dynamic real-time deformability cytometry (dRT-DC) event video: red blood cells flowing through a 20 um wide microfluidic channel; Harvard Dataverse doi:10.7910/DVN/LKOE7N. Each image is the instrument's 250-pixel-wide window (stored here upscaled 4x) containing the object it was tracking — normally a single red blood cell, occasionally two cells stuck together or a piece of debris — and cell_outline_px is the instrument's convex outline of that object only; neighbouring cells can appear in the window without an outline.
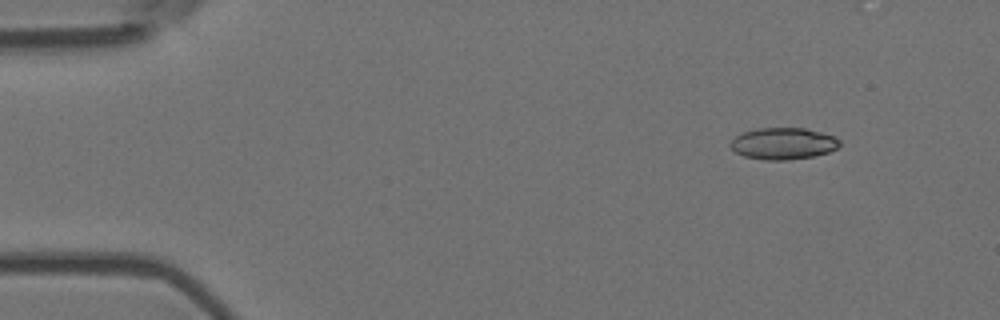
{"species": "Egyptian fruit bat (a non-hibernating species)", "species_latin": "Rousettus aegyptiacus", "temperature_condition": "room temperature", "stored_images_in_passage": 6, "camera_frame_rate_fps": 3000, "um_per_image_px": 0.085, "animal": {"sex": "female"}, "frame": {"image": 1, "passage_image": 2, "time_ms": 0.333, "image_size_px": [1000, 320], "cell_outline_px": [[840, 144], [836, 148], [828, 152], [812, 156], [788, 160], [764, 160], [744, 156], [736, 152], [728, 144], [736, 136], [744, 132], [756, 128], [804, 128], [820, 132], [832, 136], [840, 140]], "centroid_in_image_um": [66.55, 12.2], "position_along_channel_um": 18.5, "area_um2": 20.0}}
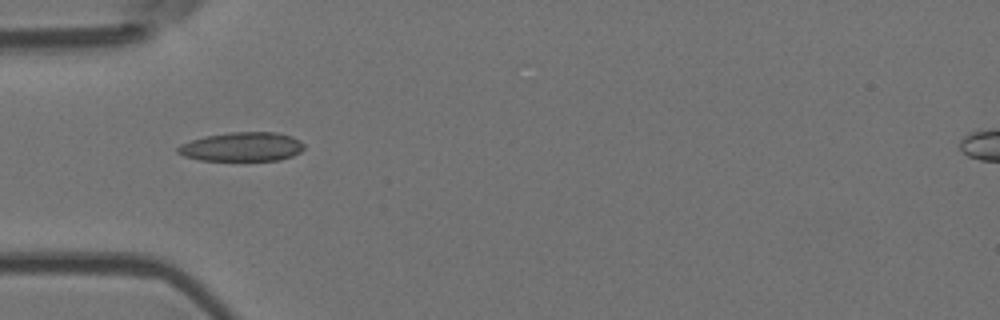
{"frame": {"image": 2, "passage_image": 5, "time_ms": 1.333, "image_size_px": [1000, 320], "cell_outline_px": [[304, 148], [300, 152], [292, 156], [280, 160], [200, 160], [184, 156], [176, 152], [176, 148], [180, 144], [204, 136], [232, 132], [276, 132], [292, 136], [300, 140], [304, 144]], "centroid_in_image_um": [20.57, 12.47], "position_along_channel_um": 64.4, "area_um2": 21.44}}
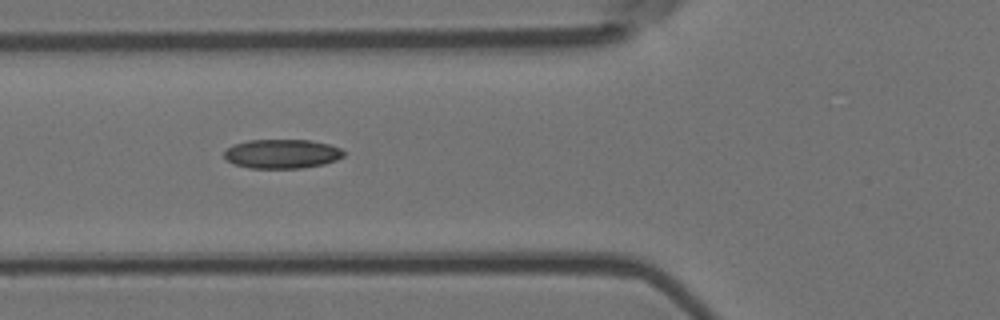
{"frame": {"image": 3, "passage_image": 6, "time_ms": 1.667, "image_size_px": [1000, 320], "cell_outline_px": [[344, 156], [336, 160], [324, 164], [300, 168], [248, 168], [232, 164], [224, 156], [224, 152], [228, 148], [236, 144], [248, 140], [308, 140], [328, 144], [340, 148], [344, 152]], "centroid_in_image_um": [23.96, 13.08], "position_along_channel_um": 101.8, "area_um2": 20.23}}